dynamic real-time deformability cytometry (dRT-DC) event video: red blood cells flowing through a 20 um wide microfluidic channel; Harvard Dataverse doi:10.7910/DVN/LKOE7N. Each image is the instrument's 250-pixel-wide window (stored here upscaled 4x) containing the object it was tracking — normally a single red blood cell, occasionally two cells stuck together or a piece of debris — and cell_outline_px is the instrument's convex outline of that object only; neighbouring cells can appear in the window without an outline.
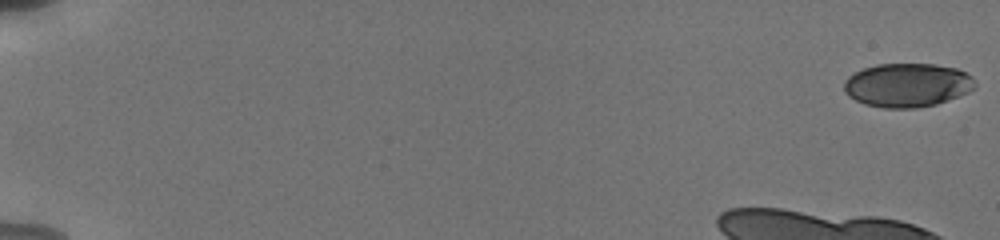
{"species": "human", "species_latin": "Homo sapiens", "temperature_condition": "cold", "stored_images_in_passage": 15, "camera_frame_rate_fps": 3000, "um_per_image_px": 0.085, "donor": {"sex": "male"}, "frame": {"image": 1, "passage_image": 1, "time_ms": 0.0, "image_size_px": [1000, 240], "cell_outline_px": [[976, 88], [968, 92], [936, 104], [916, 108], [884, 108], [864, 104], [848, 96], [844, 92], [844, 80], [848, 76], [864, 68], [876, 64], [936, 64], [956, 68], [972, 76], [976, 84]], "centroid_in_image_um": [77.11, 7.23], "position_along_channel_um": 7.9, "area_um2": 33.52}}